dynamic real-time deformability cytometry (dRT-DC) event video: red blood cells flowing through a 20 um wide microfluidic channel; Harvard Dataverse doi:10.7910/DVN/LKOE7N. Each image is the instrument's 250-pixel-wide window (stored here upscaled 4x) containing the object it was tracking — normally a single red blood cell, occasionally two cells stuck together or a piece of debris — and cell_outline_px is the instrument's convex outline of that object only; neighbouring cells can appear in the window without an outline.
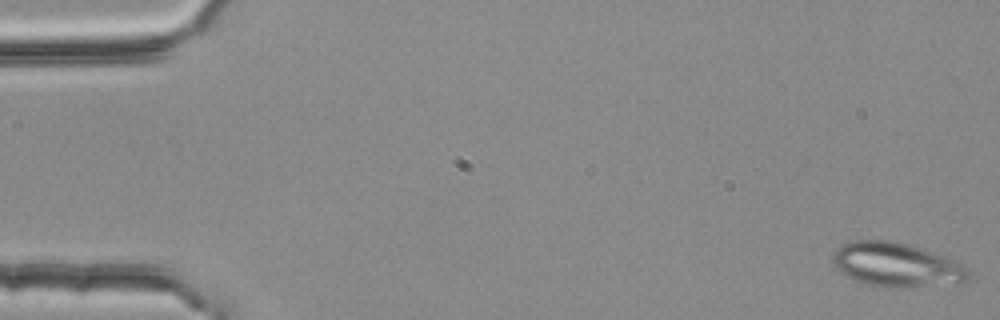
{"species": "common noctule bat (a hibernating species)", "species_latin": "Nyctalus noctula", "temperature_condition": "room temperature", "stored_images_in_passage": 4, "camera_frame_rate_fps": 3000, "um_per_image_px": 0.085, "animal": {"sex": "female", "body_mass_g": 25.1}, "frame": {"image": 1, "passage_image": 1, "time_ms": 0.0, "image_size_px": [1000, 320], "cell_outline_px": [[968, 276], [964, 280], [912, 288], [884, 288], [868, 284], [856, 280], [840, 272], [832, 264], [832, 252], [836, 248], [852, 240], [884, 240], [908, 244], [920, 248], [964, 264], [968, 268]], "centroid_in_image_um": [76.11, 22.5], "position_along_channel_um": 8.9, "area_um2": 34.62}}